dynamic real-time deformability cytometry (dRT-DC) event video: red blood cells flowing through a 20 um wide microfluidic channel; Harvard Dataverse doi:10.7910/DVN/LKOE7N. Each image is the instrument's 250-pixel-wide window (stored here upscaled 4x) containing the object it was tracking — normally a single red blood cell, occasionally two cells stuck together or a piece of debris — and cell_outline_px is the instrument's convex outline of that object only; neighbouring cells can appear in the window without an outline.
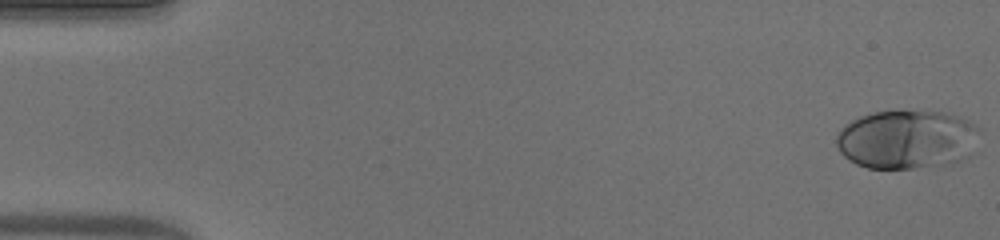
{"species": "human", "species_latin": "Homo sapiens", "temperature_condition": "warm", "stored_images_in_passage": 53, "camera_frame_rate_fps": 3000, "um_per_image_px": 0.085, "donor": {"sex": "male"}, "frame": {"image": 1, "passage_image": 1, "time_ms": 0.0, "image_size_px": [1000, 240], "cell_outline_px": [[980, 128], [968, 156], [952, 164], [912, 168], [868, 168], [856, 164], [848, 160], [840, 152], [836, 144], [836, 136], [844, 124], [860, 116], [872, 112], [900, 108], [944, 112], [956, 116]], "centroid_in_image_um": [77.02, 11.82], "position_along_channel_um": 8.0, "area_um2": 49.71}}
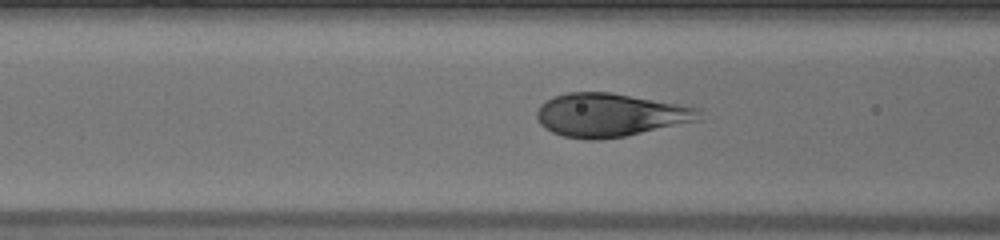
{"frame": {"image": 2, "passage_image": 21, "time_ms": 6.667, "image_size_px": [1000, 240], "cell_outline_px": [[700, 120], [624, 136], [596, 140], [588, 140], [564, 136], [552, 132], [544, 128], [540, 124], [536, 116], [536, 112], [540, 104], [556, 96], [568, 92], [612, 92], [700, 108]], "centroid_in_image_um": [51.83, 9.77], "position_along_channel_um": 114.8, "area_um2": 40.81}}
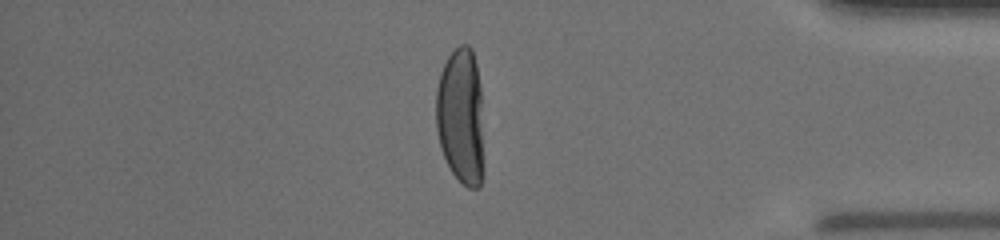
{"frame": {"image": 3, "passage_image": 45, "time_ms": 14.667, "image_size_px": [1000, 240], "cell_outline_px": [[484, 168], [480, 188], [468, 188], [452, 172], [444, 156], [440, 144], [436, 128], [436, 88], [440, 72], [448, 56], [460, 44], [468, 44], [472, 48], [476, 64], [480, 84]], "centroid_in_image_um": [39.18, 9.89], "position_along_channel_um": 396.0, "area_um2": 38.38}, "authors_computed_cell_mechanics": {"area_um2": 43.1188, "velocity_mm_per_s": 3.8802, "shape_relaxation_time_tau1_ms": 4.1414, "shape_relaxation_time_tau2_ms": null, "deformation_change_tau1": 0.2518, "deformation_change_tau2": null}}